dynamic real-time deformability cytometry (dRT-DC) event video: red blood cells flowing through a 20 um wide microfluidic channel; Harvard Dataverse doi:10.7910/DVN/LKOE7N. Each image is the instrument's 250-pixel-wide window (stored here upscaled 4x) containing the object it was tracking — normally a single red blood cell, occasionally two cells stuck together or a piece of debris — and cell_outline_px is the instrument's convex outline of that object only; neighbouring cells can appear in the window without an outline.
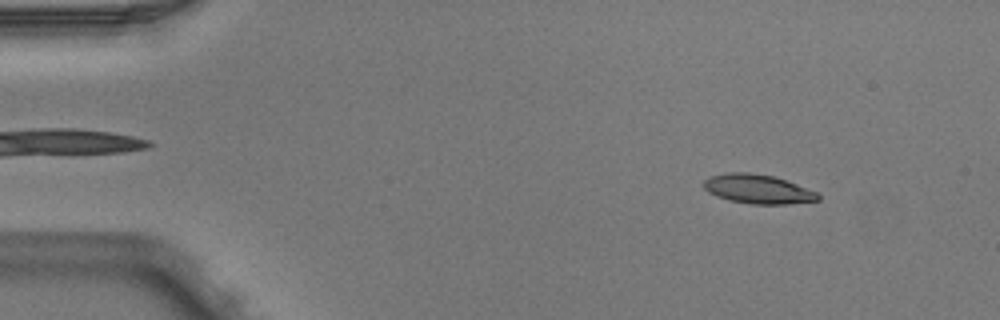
{"species": "Egyptian fruit bat (a non-hibernating species)", "species_latin": "Rousettus aegyptiacus", "temperature_condition": "warm", "stored_images_in_passage": 5, "camera_frame_rate_fps": 3000, "um_per_image_px": 0.085, "animal": {"sex": "male"}, "frame": {"image": 1, "passage_image": 1, "time_ms": 0.0, "image_size_px": [1000, 320], "cell_outline_px": [[820, 200], [788, 204], [752, 204], [728, 200], [716, 196], [708, 192], [704, 188], [704, 180], [708, 176], [728, 172], [748, 172], [772, 176], [796, 184], [816, 192], [820, 196]], "centroid_in_image_um": [64.38, 16.07], "position_along_channel_um": 20.6, "area_um2": 19.36}}
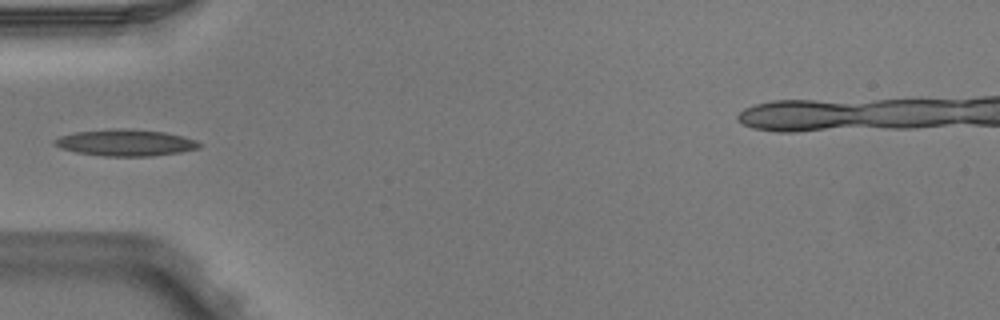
{"frame": {"image": 2, "passage_image": 4, "time_ms": 1.0, "image_size_px": [1000, 320], "cell_outline_px": [[200, 148], [180, 152], [152, 156], [104, 156], [76, 152], [60, 148], [52, 144], [52, 140], [60, 136], [76, 132], [120, 128], [132, 128], [164, 132], [184, 136], [196, 140], [200, 144]], "centroid_in_image_um": [10.66, 12.12], "position_along_channel_um": 74.3, "area_um2": 22.48}}
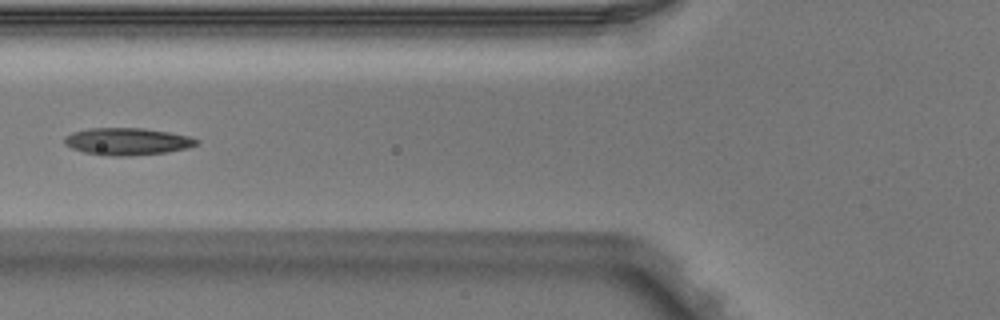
{"frame": {"image": 3, "passage_image": 5, "time_ms": 1.333, "image_size_px": [1000, 320], "cell_outline_px": [[200, 144], [188, 148], [168, 152], [132, 156], [104, 156], [84, 152], [72, 148], [64, 144], [64, 136], [72, 132], [88, 128], [144, 128], [168, 132], [188, 136], [200, 140]], "centroid_in_image_um": [10.82, 12.03], "position_along_channel_um": 115.0, "area_um2": 21.21}}